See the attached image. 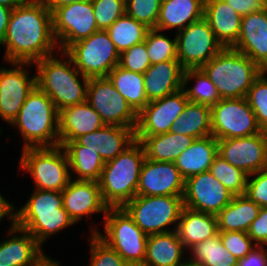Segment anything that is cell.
<instances>
[{"label": "cell", "mask_w": 267, "mask_h": 266, "mask_svg": "<svg viewBox=\"0 0 267 266\" xmlns=\"http://www.w3.org/2000/svg\"><path fill=\"white\" fill-rule=\"evenodd\" d=\"M201 69L217 87L221 99L244 98L263 70L245 54L223 48Z\"/></svg>", "instance_id": "cell-3"}, {"label": "cell", "mask_w": 267, "mask_h": 266, "mask_svg": "<svg viewBox=\"0 0 267 266\" xmlns=\"http://www.w3.org/2000/svg\"><path fill=\"white\" fill-rule=\"evenodd\" d=\"M233 197L234 195L209 171L185 180L183 204L186 208L217 215Z\"/></svg>", "instance_id": "cell-17"}, {"label": "cell", "mask_w": 267, "mask_h": 266, "mask_svg": "<svg viewBox=\"0 0 267 266\" xmlns=\"http://www.w3.org/2000/svg\"><path fill=\"white\" fill-rule=\"evenodd\" d=\"M204 18L224 48L233 47L237 43L242 16L231 6L223 0H210L204 3Z\"/></svg>", "instance_id": "cell-25"}, {"label": "cell", "mask_w": 267, "mask_h": 266, "mask_svg": "<svg viewBox=\"0 0 267 266\" xmlns=\"http://www.w3.org/2000/svg\"><path fill=\"white\" fill-rule=\"evenodd\" d=\"M11 13L12 8L0 5V43L5 37Z\"/></svg>", "instance_id": "cell-51"}, {"label": "cell", "mask_w": 267, "mask_h": 266, "mask_svg": "<svg viewBox=\"0 0 267 266\" xmlns=\"http://www.w3.org/2000/svg\"><path fill=\"white\" fill-rule=\"evenodd\" d=\"M192 77L195 78L198 83L193 88L187 90L184 89L189 102L212 107L221 100L217 87L211 82L201 68H190L184 70L183 88H186L185 85H187V81Z\"/></svg>", "instance_id": "cell-38"}, {"label": "cell", "mask_w": 267, "mask_h": 266, "mask_svg": "<svg viewBox=\"0 0 267 266\" xmlns=\"http://www.w3.org/2000/svg\"><path fill=\"white\" fill-rule=\"evenodd\" d=\"M64 53L76 69L88 78L107 77L119 65L120 54L106 30H98L89 37L71 44Z\"/></svg>", "instance_id": "cell-8"}, {"label": "cell", "mask_w": 267, "mask_h": 266, "mask_svg": "<svg viewBox=\"0 0 267 266\" xmlns=\"http://www.w3.org/2000/svg\"><path fill=\"white\" fill-rule=\"evenodd\" d=\"M194 259L189 263L198 266H237L238 259L223 245L219 233L191 247Z\"/></svg>", "instance_id": "cell-36"}, {"label": "cell", "mask_w": 267, "mask_h": 266, "mask_svg": "<svg viewBox=\"0 0 267 266\" xmlns=\"http://www.w3.org/2000/svg\"><path fill=\"white\" fill-rule=\"evenodd\" d=\"M145 158L143 145L136 140L116 158L105 162L98 182L108 207H123L136 196Z\"/></svg>", "instance_id": "cell-2"}, {"label": "cell", "mask_w": 267, "mask_h": 266, "mask_svg": "<svg viewBox=\"0 0 267 266\" xmlns=\"http://www.w3.org/2000/svg\"><path fill=\"white\" fill-rule=\"evenodd\" d=\"M176 45L184 69L201 68L224 48L204 17L179 31Z\"/></svg>", "instance_id": "cell-12"}, {"label": "cell", "mask_w": 267, "mask_h": 266, "mask_svg": "<svg viewBox=\"0 0 267 266\" xmlns=\"http://www.w3.org/2000/svg\"><path fill=\"white\" fill-rule=\"evenodd\" d=\"M263 71L253 82L246 99L253 110L257 123L263 131H267V78Z\"/></svg>", "instance_id": "cell-41"}, {"label": "cell", "mask_w": 267, "mask_h": 266, "mask_svg": "<svg viewBox=\"0 0 267 266\" xmlns=\"http://www.w3.org/2000/svg\"><path fill=\"white\" fill-rule=\"evenodd\" d=\"M217 142L218 155L248 176L267 168V131Z\"/></svg>", "instance_id": "cell-15"}, {"label": "cell", "mask_w": 267, "mask_h": 266, "mask_svg": "<svg viewBox=\"0 0 267 266\" xmlns=\"http://www.w3.org/2000/svg\"><path fill=\"white\" fill-rule=\"evenodd\" d=\"M86 101L105 125L136 128L137 113L107 77L89 78Z\"/></svg>", "instance_id": "cell-13"}, {"label": "cell", "mask_w": 267, "mask_h": 266, "mask_svg": "<svg viewBox=\"0 0 267 266\" xmlns=\"http://www.w3.org/2000/svg\"><path fill=\"white\" fill-rule=\"evenodd\" d=\"M211 107L188 102L184 111L173 122L172 132L195 139L211 135Z\"/></svg>", "instance_id": "cell-35"}, {"label": "cell", "mask_w": 267, "mask_h": 266, "mask_svg": "<svg viewBox=\"0 0 267 266\" xmlns=\"http://www.w3.org/2000/svg\"><path fill=\"white\" fill-rule=\"evenodd\" d=\"M184 70L178 60L151 64L143 74L144 90L148 102L181 90Z\"/></svg>", "instance_id": "cell-23"}, {"label": "cell", "mask_w": 267, "mask_h": 266, "mask_svg": "<svg viewBox=\"0 0 267 266\" xmlns=\"http://www.w3.org/2000/svg\"><path fill=\"white\" fill-rule=\"evenodd\" d=\"M12 210L14 211V207L9 204L0 194V219L3 218L5 215H10V219L12 218L13 225H15V213H11Z\"/></svg>", "instance_id": "cell-53"}, {"label": "cell", "mask_w": 267, "mask_h": 266, "mask_svg": "<svg viewBox=\"0 0 267 266\" xmlns=\"http://www.w3.org/2000/svg\"><path fill=\"white\" fill-rule=\"evenodd\" d=\"M218 154V142L212 135L195 139L174 162L182 177L187 178L209 171Z\"/></svg>", "instance_id": "cell-28"}, {"label": "cell", "mask_w": 267, "mask_h": 266, "mask_svg": "<svg viewBox=\"0 0 267 266\" xmlns=\"http://www.w3.org/2000/svg\"><path fill=\"white\" fill-rule=\"evenodd\" d=\"M59 145L67 153L69 167L79 176L76 180L99 181L105 163L97 152L86 149L75 140L59 142Z\"/></svg>", "instance_id": "cell-33"}, {"label": "cell", "mask_w": 267, "mask_h": 266, "mask_svg": "<svg viewBox=\"0 0 267 266\" xmlns=\"http://www.w3.org/2000/svg\"><path fill=\"white\" fill-rule=\"evenodd\" d=\"M110 211V212H109ZM106 236L93 234L113 248L129 266H142L146 257V235L123 207H109L105 213Z\"/></svg>", "instance_id": "cell-7"}, {"label": "cell", "mask_w": 267, "mask_h": 266, "mask_svg": "<svg viewBox=\"0 0 267 266\" xmlns=\"http://www.w3.org/2000/svg\"><path fill=\"white\" fill-rule=\"evenodd\" d=\"M224 247L238 260L245 257L254 247L252 239L243 231L219 232Z\"/></svg>", "instance_id": "cell-46"}, {"label": "cell", "mask_w": 267, "mask_h": 266, "mask_svg": "<svg viewBox=\"0 0 267 266\" xmlns=\"http://www.w3.org/2000/svg\"><path fill=\"white\" fill-rule=\"evenodd\" d=\"M107 78L137 114L149 103L144 90L143 74L128 71L117 65Z\"/></svg>", "instance_id": "cell-34"}, {"label": "cell", "mask_w": 267, "mask_h": 266, "mask_svg": "<svg viewBox=\"0 0 267 266\" xmlns=\"http://www.w3.org/2000/svg\"><path fill=\"white\" fill-rule=\"evenodd\" d=\"M185 179L174 162H157L145 158L136 196H183Z\"/></svg>", "instance_id": "cell-18"}, {"label": "cell", "mask_w": 267, "mask_h": 266, "mask_svg": "<svg viewBox=\"0 0 267 266\" xmlns=\"http://www.w3.org/2000/svg\"><path fill=\"white\" fill-rule=\"evenodd\" d=\"M58 123L59 111L55 104L47 94L36 86L26 98L11 125H18L20 128L25 139L23 148L25 149L58 146L60 142Z\"/></svg>", "instance_id": "cell-4"}, {"label": "cell", "mask_w": 267, "mask_h": 266, "mask_svg": "<svg viewBox=\"0 0 267 266\" xmlns=\"http://www.w3.org/2000/svg\"><path fill=\"white\" fill-rule=\"evenodd\" d=\"M182 244L175 231L148 235L146 242V257L142 266H181Z\"/></svg>", "instance_id": "cell-29"}, {"label": "cell", "mask_w": 267, "mask_h": 266, "mask_svg": "<svg viewBox=\"0 0 267 266\" xmlns=\"http://www.w3.org/2000/svg\"><path fill=\"white\" fill-rule=\"evenodd\" d=\"M253 180H248L245 194L250 200L260 207H267V168L260 170Z\"/></svg>", "instance_id": "cell-47"}, {"label": "cell", "mask_w": 267, "mask_h": 266, "mask_svg": "<svg viewBox=\"0 0 267 266\" xmlns=\"http://www.w3.org/2000/svg\"><path fill=\"white\" fill-rule=\"evenodd\" d=\"M32 266H58V263L42 254V256Z\"/></svg>", "instance_id": "cell-54"}, {"label": "cell", "mask_w": 267, "mask_h": 266, "mask_svg": "<svg viewBox=\"0 0 267 266\" xmlns=\"http://www.w3.org/2000/svg\"><path fill=\"white\" fill-rule=\"evenodd\" d=\"M35 87L36 76L28 78L23 68L1 69L0 116L11 124Z\"/></svg>", "instance_id": "cell-19"}, {"label": "cell", "mask_w": 267, "mask_h": 266, "mask_svg": "<svg viewBox=\"0 0 267 266\" xmlns=\"http://www.w3.org/2000/svg\"><path fill=\"white\" fill-rule=\"evenodd\" d=\"M75 141L86 149L97 152L105 163L116 158L136 141L135 128L104 125L79 136Z\"/></svg>", "instance_id": "cell-21"}, {"label": "cell", "mask_w": 267, "mask_h": 266, "mask_svg": "<svg viewBox=\"0 0 267 266\" xmlns=\"http://www.w3.org/2000/svg\"><path fill=\"white\" fill-rule=\"evenodd\" d=\"M260 209L261 207L246 195H235L230 203L216 215L218 231H243L247 233Z\"/></svg>", "instance_id": "cell-32"}, {"label": "cell", "mask_w": 267, "mask_h": 266, "mask_svg": "<svg viewBox=\"0 0 267 266\" xmlns=\"http://www.w3.org/2000/svg\"><path fill=\"white\" fill-rule=\"evenodd\" d=\"M150 65L145 41L133 45L120 54L119 66L128 71L144 74Z\"/></svg>", "instance_id": "cell-44"}, {"label": "cell", "mask_w": 267, "mask_h": 266, "mask_svg": "<svg viewBox=\"0 0 267 266\" xmlns=\"http://www.w3.org/2000/svg\"><path fill=\"white\" fill-rule=\"evenodd\" d=\"M209 172L220 181L234 196L245 194L249 176L237 167L229 164L220 155H216Z\"/></svg>", "instance_id": "cell-39"}, {"label": "cell", "mask_w": 267, "mask_h": 266, "mask_svg": "<svg viewBox=\"0 0 267 266\" xmlns=\"http://www.w3.org/2000/svg\"><path fill=\"white\" fill-rule=\"evenodd\" d=\"M25 0H0V5L14 9L20 6Z\"/></svg>", "instance_id": "cell-55"}, {"label": "cell", "mask_w": 267, "mask_h": 266, "mask_svg": "<svg viewBox=\"0 0 267 266\" xmlns=\"http://www.w3.org/2000/svg\"><path fill=\"white\" fill-rule=\"evenodd\" d=\"M176 231L184 247L191 248L219 233L216 215L195 211L184 206Z\"/></svg>", "instance_id": "cell-27"}, {"label": "cell", "mask_w": 267, "mask_h": 266, "mask_svg": "<svg viewBox=\"0 0 267 266\" xmlns=\"http://www.w3.org/2000/svg\"><path fill=\"white\" fill-rule=\"evenodd\" d=\"M99 30H107L125 14V0H91Z\"/></svg>", "instance_id": "cell-43"}, {"label": "cell", "mask_w": 267, "mask_h": 266, "mask_svg": "<svg viewBox=\"0 0 267 266\" xmlns=\"http://www.w3.org/2000/svg\"><path fill=\"white\" fill-rule=\"evenodd\" d=\"M23 232L0 244V266H32L41 256V245L26 230L12 225L9 233Z\"/></svg>", "instance_id": "cell-26"}, {"label": "cell", "mask_w": 267, "mask_h": 266, "mask_svg": "<svg viewBox=\"0 0 267 266\" xmlns=\"http://www.w3.org/2000/svg\"><path fill=\"white\" fill-rule=\"evenodd\" d=\"M183 196H135L123 208L146 234L170 232L165 226L179 221Z\"/></svg>", "instance_id": "cell-10"}, {"label": "cell", "mask_w": 267, "mask_h": 266, "mask_svg": "<svg viewBox=\"0 0 267 266\" xmlns=\"http://www.w3.org/2000/svg\"><path fill=\"white\" fill-rule=\"evenodd\" d=\"M203 17L202 0H162L155 29L160 31L178 27L179 32Z\"/></svg>", "instance_id": "cell-31"}, {"label": "cell", "mask_w": 267, "mask_h": 266, "mask_svg": "<svg viewBox=\"0 0 267 266\" xmlns=\"http://www.w3.org/2000/svg\"><path fill=\"white\" fill-rule=\"evenodd\" d=\"M211 118V135L217 140L252 136L262 131L246 97L219 100L211 107Z\"/></svg>", "instance_id": "cell-11"}, {"label": "cell", "mask_w": 267, "mask_h": 266, "mask_svg": "<svg viewBox=\"0 0 267 266\" xmlns=\"http://www.w3.org/2000/svg\"><path fill=\"white\" fill-rule=\"evenodd\" d=\"M58 124L60 142L74 141L79 136L105 125L100 115L87 101L60 110Z\"/></svg>", "instance_id": "cell-24"}, {"label": "cell", "mask_w": 267, "mask_h": 266, "mask_svg": "<svg viewBox=\"0 0 267 266\" xmlns=\"http://www.w3.org/2000/svg\"><path fill=\"white\" fill-rule=\"evenodd\" d=\"M61 194L63 207L74 223L83 215L95 212L106 213L109 208L102 199L97 181L70 180Z\"/></svg>", "instance_id": "cell-22"}, {"label": "cell", "mask_w": 267, "mask_h": 266, "mask_svg": "<svg viewBox=\"0 0 267 266\" xmlns=\"http://www.w3.org/2000/svg\"><path fill=\"white\" fill-rule=\"evenodd\" d=\"M189 102L184 88L150 101L138 114L135 136H155L170 132L173 122L184 111Z\"/></svg>", "instance_id": "cell-16"}, {"label": "cell", "mask_w": 267, "mask_h": 266, "mask_svg": "<svg viewBox=\"0 0 267 266\" xmlns=\"http://www.w3.org/2000/svg\"><path fill=\"white\" fill-rule=\"evenodd\" d=\"M162 0H125V14L144 24L149 29H155Z\"/></svg>", "instance_id": "cell-42"}, {"label": "cell", "mask_w": 267, "mask_h": 266, "mask_svg": "<svg viewBox=\"0 0 267 266\" xmlns=\"http://www.w3.org/2000/svg\"><path fill=\"white\" fill-rule=\"evenodd\" d=\"M0 44L7 46L5 58L15 66L50 56L56 44L52 12L40 0H25L12 9Z\"/></svg>", "instance_id": "cell-1"}, {"label": "cell", "mask_w": 267, "mask_h": 266, "mask_svg": "<svg viewBox=\"0 0 267 266\" xmlns=\"http://www.w3.org/2000/svg\"><path fill=\"white\" fill-rule=\"evenodd\" d=\"M181 266H198V265H196V264H191V263H189V262L187 261L186 263H184V264L181 265Z\"/></svg>", "instance_id": "cell-56"}, {"label": "cell", "mask_w": 267, "mask_h": 266, "mask_svg": "<svg viewBox=\"0 0 267 266\" xmlns=\"http://www.w3.org/2000/svg\"><path fill=\"white\" fill-rule=\"evenodd\" d=\"M156 32H158L157 29H149L145 38L150 64L178 60L176 38L171 41Z\"/></svg>", "instance_id": "cell-40"}, {"label": "cell", "mask_w": 267, "mask_h": 266, "mask_svg": "<svg viewBox=\"0 0 267 266\" xmlns=\"http://www.w3.org/2000/svg\"><path fill=\"white\" fill-rule=\"evenodd\" d=\"M54 38L62 40L63 52L73 43L98 31L92 1L74 2L52 12ZM58 37V38H57Z\"/></svg>", "instance_id": "cell-14"}, {"label": "cell", "mask_w": 267, "mask_h": 266, "mask_svg": "<svg viewBox=\"0 0 267 266\" xmlns=\"http://www.w3.org/2000/svg\"><path fill=\"white\" fill-rule=\"evenodd\" d=\"M135 138L143 145L145 157L157 162H175L195 140L192 136L179 135L172 131L155 136H135Z\"/></svg>", "instance_id": "cell-30"}, {"label": "cell", "mask_w": 267, "mask_h": 266, "mask_svg": "<svg viewBox=\"0 0 267 266\" xmlns=\"http://www.w3.org/2000/svg\"><path fill=\"white\" fill-rule=\"evenodd\" d=\"M51 12L60 6L69 5L74 2H82L89 0H40Z\"/></svg>", "instance_id": "cell-52"}, {"label": "cell", "mask_w": 267, "mask_h": 266, "mask_svg": "<svg viewBox=\"0 0 267 266\" xmlns=\"http://www.w3.org/2000/svg\"><path fill=\"white\" fill-rule=\"evenodd\" d=\"M247 234L252 240L257 241L255 245L260 244L262 247L263 244L267 245V207H261Z\"/></svg>", "instance_id": "cell-48"}, {"label": "cell", "mask_w": 267, "mask_h": 266, "mask_svg": "<svg viewBox=\"0 0 267 266\" xmlns=\"http://www.w3.org/2000/svg\"><path fill=\"white\" fill-rule=\"evenodd\" d=\"M91 239L90 266H129L118 252L102 241L97 234H92Z\"/></svg>", "instance_id": "cell-45"}, {"label": "cell", "mask_w": 267, "mask_h": 266, "mask_svg": "<svg viewBox=\"0 0 267 266\" xmlns=\"http://www.w3.org/2000/svg\"><path fill=\"white\" fill-rule=\"evenodd\" d=\"M255 246L245 257L238 260L237 266H267V249ZM260 250V251H258Z\"/></svg>", "instance_id": "cell-50"}, {"label": "cell", "mask_w": 267, "mask_h": 266, "mask_svg": "<svg viewBox=\"0 0 267 266\" xmlns=\"http://www.w3.org/2000/svg\"><path fill=\"white\" fill-rule=\"evenodd\" d=\"M149 28L134 18L124 14L117 19L106 31L115 44L119 54L133 45L145 41Z\"/></svg>", "instance_id": "cell-37"}, {"label": "cell", "mask_w": 267, "mask_h": 266, "mask_svg": "<svg viewBox=\"0 0 267 266\" xmlns=\"http://www.w3.org/2000/svg\"><path fill=\"white\" fill-rule=\"evenodd\" d=\"M240 16L267 10V0H223Z\"/></svg>", "instance_id": "cell-49"}, {"label": "cell", "mask_w": 267, "mask_h": 266, "mask_svg": "<svg viewBox=\"0 0 267 266\" xmlns=\"http://www.w3.org/2000/svg\"><path fill=\"white\" fill-rule=\"evenodd\" d=\"M62 149L61 145L23 149L20 165L33 176L36 189L62 192L67 187L71 179L69 160Z\"/></svg>", "instance_id": "cell-9"}, {"label": "cell", "mask_w": 267, "mask_h": 266, "mask_svg": "<svg viewBox=\"0 0 267 266\" xmlns=\"http://www.w3.org/2000/svg\"><path fill=\"white\" fill-rule=\"evenodd\" d=\"M35 62L38 67L36 86L52 99L58 111L86 101L89 78L81 75L83 88L77 76L81 73L75 66L69 67L73 63L70 57L64 63L52 55Z\"/></svg>", "instance_id": "cell-6"}, {"label": "cell", "mask_w": 267, "mask_h": 266, "mask_svg": "<svg viewBox=\"0 0 267 266\" xmlns=\"http://www.w3.org/2000/svg\"><path fill=\"white\" fill-rule=\"evenodd\" d=\"M233 49L248 56L263 71H267V10L241 18V31Z\"/></svg>", "instance_id": "cell-20"}, {"label": "cell", "mask_w": 267, "mask_h": 266, "mask_svg": "<svg viewBox=\"0 0 267 266\" xmlns=\"http://www.w3.org/2000/svg\"><path fill=\"white\" fill-rule=\"evenodd\" d=\"M73 223L59 191L36 189L25 206L15 213V225L28 231L40 245L49 235Z\"/></svg>", "instance_id": "cell-5"}]
</instances>
